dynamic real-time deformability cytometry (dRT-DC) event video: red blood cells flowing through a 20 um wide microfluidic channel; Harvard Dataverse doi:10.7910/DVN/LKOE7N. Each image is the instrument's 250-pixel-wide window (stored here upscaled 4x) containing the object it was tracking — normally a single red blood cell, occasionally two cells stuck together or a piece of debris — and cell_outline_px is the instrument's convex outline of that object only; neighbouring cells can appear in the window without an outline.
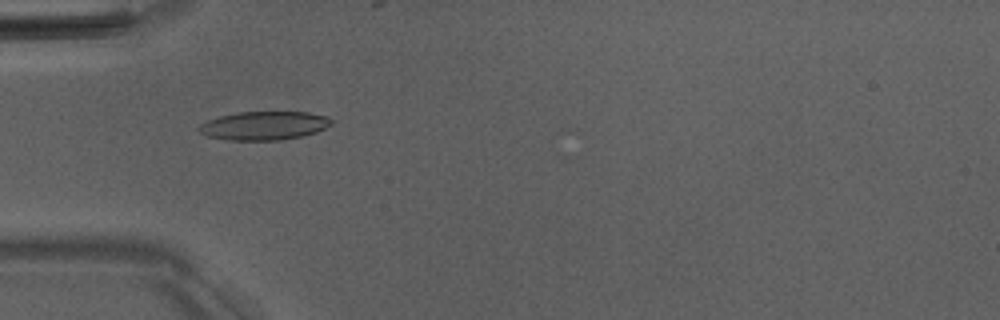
{"species": "Egyptian fruit bat (a non-hibernating species)", "species_latin": "Rousettus aegyptiacus", "temperature_condition": "room temperature", "stored_images_in_passage": 37, "camera_frame_rate_fps": 3000, "um_per_image_px": 0.085, "animal": {"sex": "male"}, "frame": {"image": 1, "passage_image": 1, "time_ms": 0.0, "image_size_px": [1000, 320], "cell_outline_px": [[332, 124], [316, 132], [300, 136], [280, 140], [228, 140], [204, 136], [196, 128], [200, 124], [208, 120], [220, 116], [240, 112], [308, 112], [324, 116], [332, 120]], "centroid_in_image_um": [22.39, 10.68], "position_along_channel_um": 62.6, "area_um2": 21.96}}
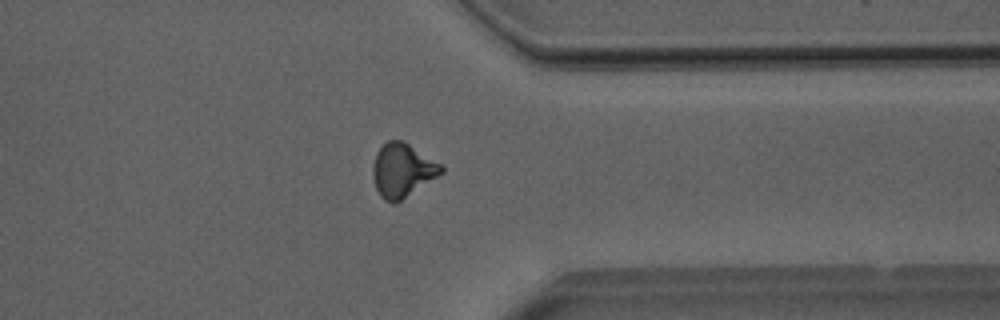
{"frame": {"image": 2, "passage_image": 25, "time_ms": 8.0, "image_size_px": [1000, 320], "cell_outline_px": [[444, 172], [396, 204], [392, 204], [384, 200], [380, 196], [376, 188], [372, 176], [372, 168], [376, 152], [388, 140], [404, 140], [440, 164], [444, 168]], "centroid_in_image_um": [34.18, 14.49], "position_along_channel_um": 377.2, "area_um2": 21.5}}
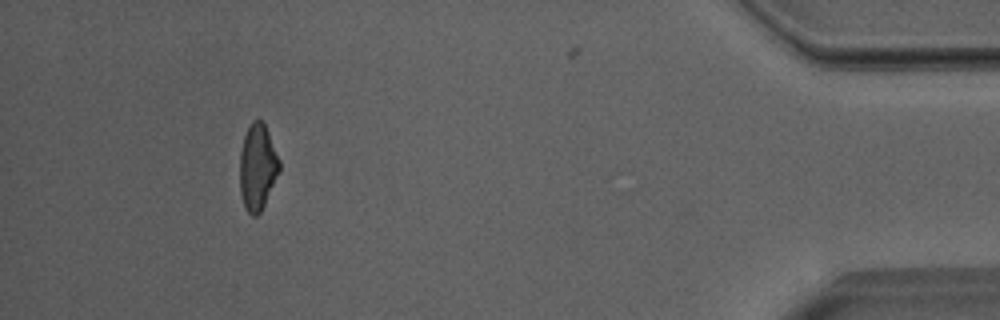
{"frame": {"image": 3, "passage_image": 32, "time_ms": 10.333, "image_size_px": [1000, 320], "cell_outline_px": [[280, 172], [260, 212], [256, 216], [252, 216], [248, 212], [244, 204], [240, 192], [240, 152], [244, 136], [252, 120], [260, 120], [264, 124], [268, 132], [280, 160]], "centroid_in_image_um": [21.89, 14.2], "position_along_channel_um": 413.3, "area_um2": 19.71}, "authors_computed_cell_mechanics": {"area_um2": 20.519, "velocity_mm_per_s": 4.023, "shape_relaxation_time_tau1_ms": 6.7517, "shape_relaxation_time_tau2_ms": 2.4832, "deformation_change_tau1": 0.1873, "deformation_change_tau2": 0.0986}}